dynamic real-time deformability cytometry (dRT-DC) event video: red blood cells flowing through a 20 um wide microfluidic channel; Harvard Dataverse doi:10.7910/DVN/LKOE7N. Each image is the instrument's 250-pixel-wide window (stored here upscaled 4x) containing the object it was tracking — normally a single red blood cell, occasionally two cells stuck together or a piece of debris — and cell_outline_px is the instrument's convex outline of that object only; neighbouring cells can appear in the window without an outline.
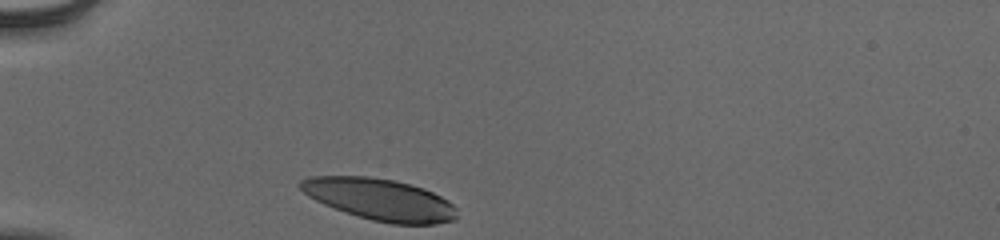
{"species": "human", "species_latin": "Homo sapiens", "temperature_condition": "cold", "stored_images_in_passage": 30, "camera_frame_rate_fps": 3000, "um_per_image_px": 0.085, "donor": {"sex": "male"}, "frame": {"image": 1, "passage_image": 1, "time_ms": 0.0, "image_size_px": [1000, 240], "cell_outline_px": [[456, 220], [436, 224], [392, 224], [372, 220], [356, 216], [344, 212], [324, 204], [308, 196], [296, 184], [300, 180], [312, 176], [368, 176], [396, 180], [424, 188], [448, 200], [456, 208]], "centroid_in_image_um": [32.28, 16.95], "position_along_channel_um": 52.7, "area_um2": 38.21}}
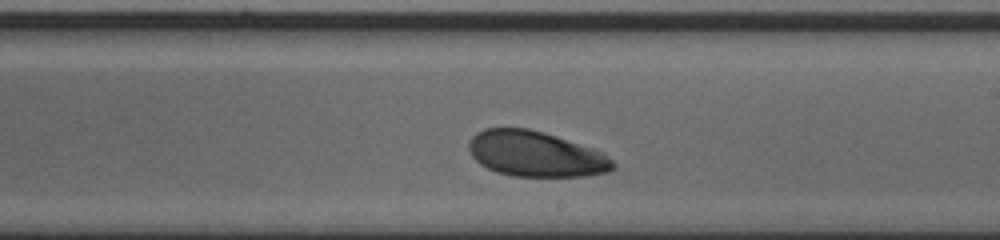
{"frame": {"image": 2, "passage_image": 18, "time_ms": 5.667, "image_size_px": [1000, 240], "cell_outline_px": [[616, 168], [608, 172], [588, 176], [512, 176], [496, 172], [480, 164], [472, 156], [468, 148], [468, 140], [476, 132], [484, 128], [528, 128], [544, 132], [592, 148], [608, 156], [616, 164]], "centroid_in_image_um": [45.51, 13.09], "position_along_channel_um": 243.5, "area_um2": 38.32}}
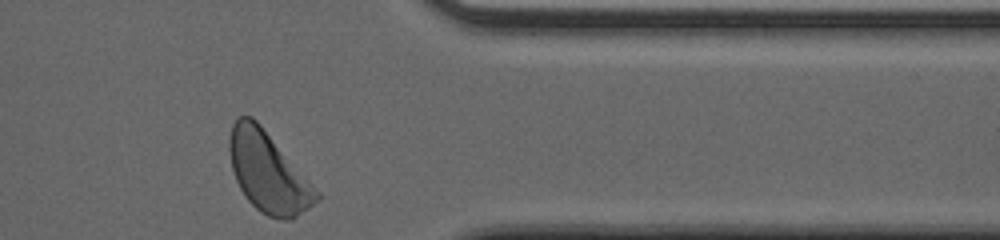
{"frame": {"image": 3, "passage_image": 30, "time_ms": 9.667, "image_size_px": [1000, 240], "cell_outline_px": [[320, 200], [292, 220], [280, 220], [268, 216], [260, 212], [244, 196], [236, 180], [232, 168], [228, 148], [228, 140], [232, 124], [240, 116], [252, 116], [260, 124], [320, 192]], "centroid_in_image_um": [22.8, 14.67], "position_along_channel_um": 388.6, "area_um2": 40.63}, "authors_computed_cell_mechanics": {"area_um2": 39.1595, "velocity_mm_per_s": 3.8269, "shape_relaxation_time_tau1_ms": 2.091, "shape_relaxation_time_tau2_ms": null, "deformation_change_tau1": 0.091, "deformation_change_tau2": null}}